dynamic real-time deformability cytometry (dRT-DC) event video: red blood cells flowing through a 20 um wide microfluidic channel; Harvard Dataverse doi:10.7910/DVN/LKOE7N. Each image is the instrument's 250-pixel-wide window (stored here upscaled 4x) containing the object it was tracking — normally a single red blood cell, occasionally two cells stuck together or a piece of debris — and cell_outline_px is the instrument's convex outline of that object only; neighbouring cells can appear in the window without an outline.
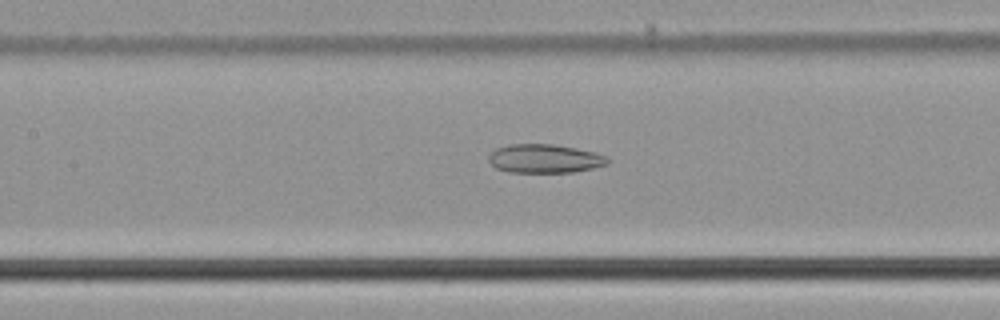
{"species": "common noctule bat (a hibernating species)", "species_latin": "Nyctalus noctula", "temperature_condition": "cold", "stored_images_in_passage": 48, "camera_frame_rate_fps": 3000, "um_per_image_px": 0.085, "animal": {"sex": "male", "body_mass_g": 21.5, "forearm_length_mm": 52.0}, "frame": {"image": 1, "passage_image": 19, "time_ms": 6.0, "image_size_px": [1000, 320], "cell_outline_px": [[608, 164], [592, 168], [572, 172], [508, 172], [496, 168], [488, 160], [488, 156], [496, 148], [512, 144], [552, 144], [576, 148], [608, 156]], "centroid_in_image_um": [46.28, 13.48], "position_along_channel_um": 161.1, "area_um2": 19.77}}
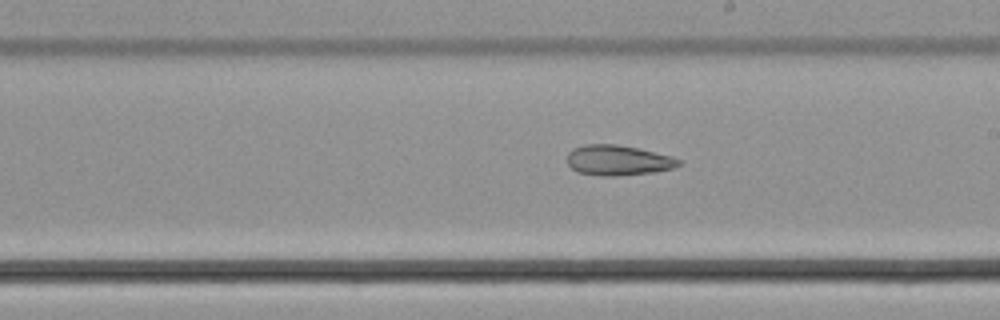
{"frame": {"image": 2, "passage_image": 25, "time_ms": 8.0, "image_size_px": [1000, 320], "cell_outline_px": [[680, 164], [672, 168], [652, 172], [616, 176], [604, 176], [576, 172], [568, 164], [568, 152], [572, 148], [584, 144], [616, 144], [636, 148], [672, 156], [680, 160]], "centroid_in_image_um": [52.49, 13.62], "position_along_channel_um": 236.5, "area_um2": 19.54}}
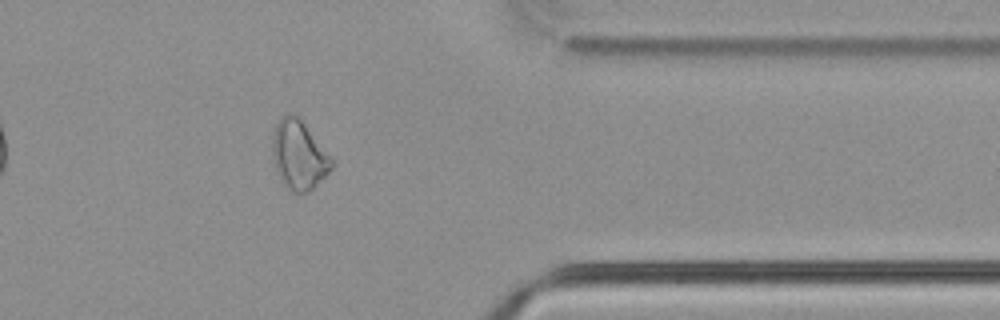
{"frame": {"image": 3, "passage_image": 38, "time_ms": 12.333, "image_size_px": [1000, 320], "cell_outline_px": [[332, 168], [308, 192], [292, 192], [284, 188], [280, 180], [272, 156], [272, 136], [276, 124], [288, 112], [292, 112], [304, 124], [332, 160]], "centroid_in_image_um": [25.34, 13.2], "position_along_channel_um": 386.1, "area_um2": 23.24}, "authors_computed_cell_mechanics": {"area_um2": 23.7847, "velocity_mm_per_s": 3.7804, "shape_relaxation_time_tau1_ms": null, "shape_relaxation_time_tau2_ms": 7.863, "deformation_change_tau1": null, "deformation_change_tau2": 0.1809}}